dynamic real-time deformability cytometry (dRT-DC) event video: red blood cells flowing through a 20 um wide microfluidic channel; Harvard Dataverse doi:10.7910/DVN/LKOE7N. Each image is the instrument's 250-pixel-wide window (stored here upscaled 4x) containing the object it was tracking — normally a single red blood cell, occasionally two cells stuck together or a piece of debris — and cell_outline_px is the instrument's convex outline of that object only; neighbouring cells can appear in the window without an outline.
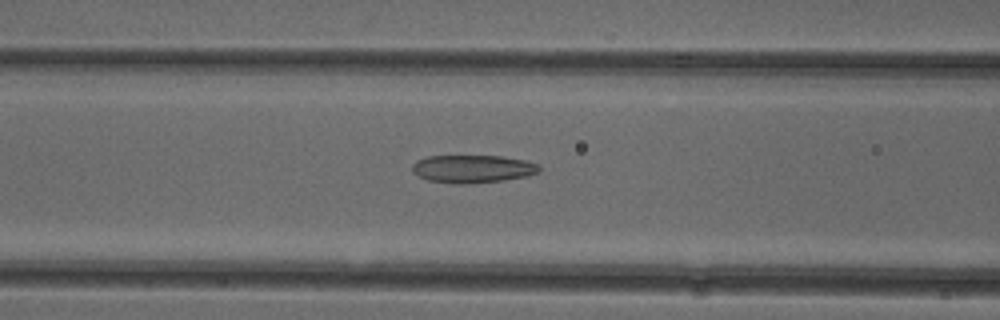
{"species": "common noctule bat (a hibernating species)", "species_latin": "Nyctalus noctula", "temperature_condition": "cold", "stored_images_in_passage": 52, "camera_frame_rate_fps": 3000, "um_per_image_px": 0.085, "animal": {"sex": "female"}, "frame": {"image": 1, "passage_image": 21, "time_ms": 6.667, "image_size_px": [1000, 320], "cell_outline_px": [[540, 172], [528, 176], [504, 180], [472, 184], [452, 184], [428, 180], [412, 172], [412, 164], [416, 160], [428, 156], [500, 156], [524, 160], [540, 164]], "centroid_in_image_um": [40.18, 14.36], "position_along_channel_um": 126.4, "area_um2": 20.87}}
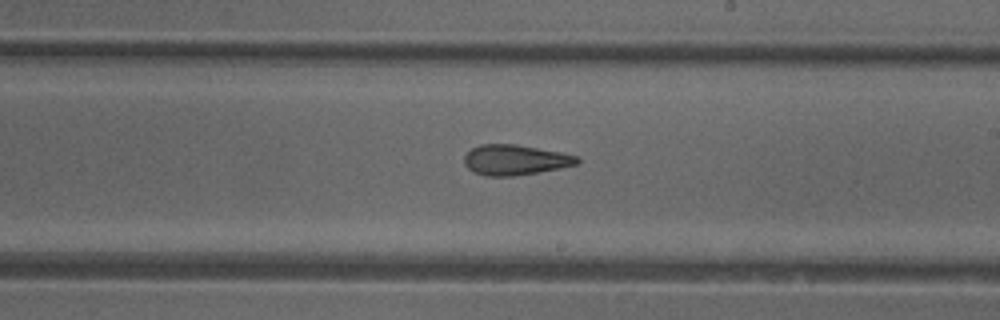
{"frame": {"image": 2, "passage_image": 30, "time_ms": 9.667, "image_size_px": [1000, 320], "cell_outline_px": [[580, 160], [576, 164], [560, 168], [512, 176], [484, 176], [472, 172], [464, 164], [464, 156], [472, 148], [480, 144], [516, 144], [560, 152], [580, 156]], "centroid_in_image_um": [43.76, 13.59], "position_along_channel_um": 245.2, "area_um2": 19.94}}
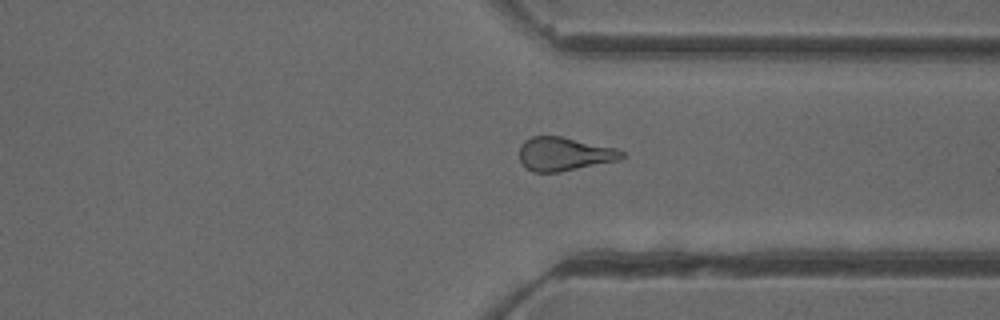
{"frame": {"image": 3, "passage_image": 39, "time_ms": 12.667, "image_size_px": [1000, 320], "cell_outline_px": [[624, 156], [620, 160], [560, 172], [532, 172], [524, 168], [520, 160], [520, 144], [524, 140], [532, 136], [560, 136], [616, 148], [624, 152]], "centroid_in_image_um": [47.93, 13.1], "position_along_channel_um": 363.5, "area_um2": 20.17}, "authors_computed_cell_mechanics": {"area_um2": 21.1548, "velocity_mm_per_s": 3.9532, "shape_relaxation_time_tau1_ms": null, "shape_relaxation_time_tau2_ms": 3.6354, "deformation_change_tau1": null, "deformation_change_tau2": 0.1431}}